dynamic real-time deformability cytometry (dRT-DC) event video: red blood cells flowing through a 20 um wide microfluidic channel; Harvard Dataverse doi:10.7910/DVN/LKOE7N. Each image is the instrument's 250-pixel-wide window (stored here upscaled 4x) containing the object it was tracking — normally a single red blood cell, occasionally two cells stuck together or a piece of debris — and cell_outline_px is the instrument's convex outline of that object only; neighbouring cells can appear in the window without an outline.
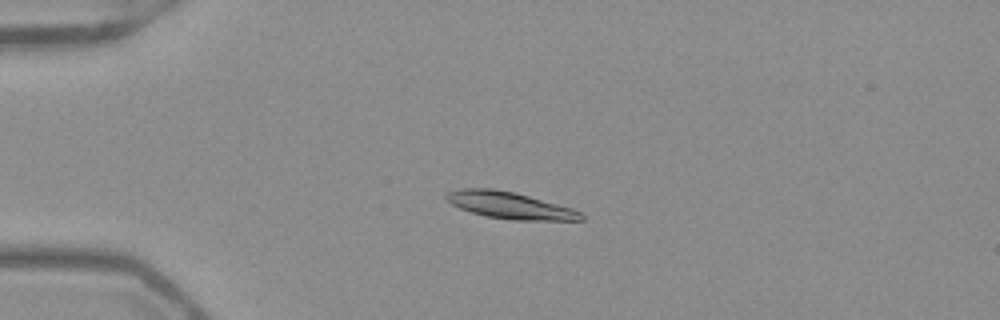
{"species": "Egyptian fruit bat (a non-hibernating species)", "species_latin": "Rousettus aegyptiacus", "temperature_condition": "warm", "stored_images_in_passage": 53, "camera_frame_rate_fps": 3000, "um_per_image_px": 0.085, "frame": {"image": 1, "passage_image": 14, "time_ms": 4.333, "image_size_px": [1000, 320], "cell_outline_px": [[584, 220], [512, 220], [484, 216], [460, 208], [452, 204], [444, 196], [448, 192], [460, 188], [492, 188], [512, 192], [528, 196], [572, 208], [580, 212], [584, 216]], "centroid_in_image_um": [43.32, 17.46], "position_along_channel_um": 41.7, "area_um2": 20.81}}
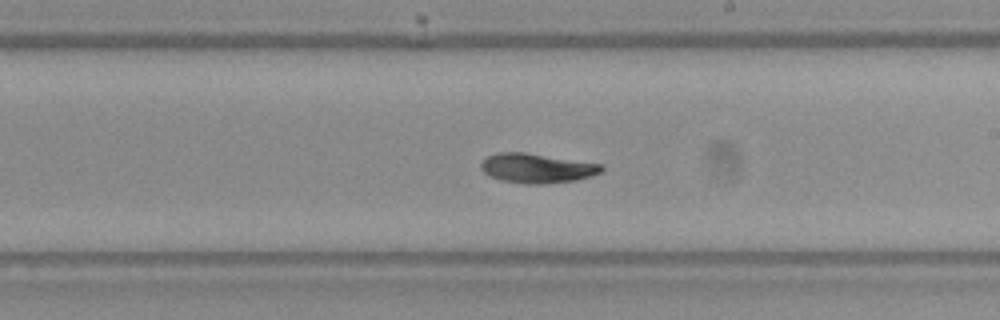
{"frame": {"image": 2, "passage_image": 32, "time_ms": 10.333, "image_size_px": [1000, 320], "cell_outline_px": [[604, 168], [600, 172], [592, 176], [576, 180], [540, 184], [524, 184], [504, 180], [488, 176], [480, 168], [480, 164], [488, 156], [496, 152], [524, 152], [604, 164]], "centroid_in_image_um": [45.64, 14.29], "position_along_channel_um": 243.4, "area_um2": 20.75}}
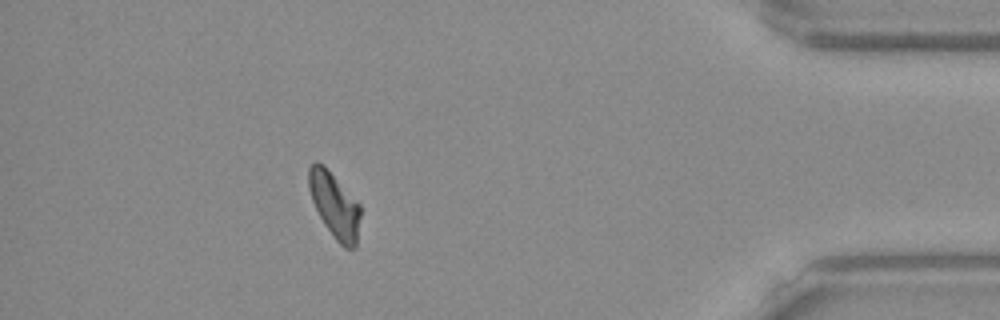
{"frame": {"image": 3, "passage_image": 48, "time_ms": 15.667, "image_size_px": [1000, 320], "cell_outline_px": [[360, 216], [356, 248], [344, 248], [336, 240], [324, 224], [312, 200], [308, 188], [308, 168], [316, 160], [360, 204]], "centroid_in_image_um": [28.44, 17.5], "position_along_channel_um": 406.8, "area_um2": 19.07}, "authors_computed_cell_mechanics": {"area_um2": 20.7502, "velocity_mm_per_s": 3.911, "shape_relaxation_time_tau1_ms": 4.9145, "shape_relaxation_time_tau2_ms": null, "deformation_change_tau1": 0.1329, "deformation_change_tau2": null}}